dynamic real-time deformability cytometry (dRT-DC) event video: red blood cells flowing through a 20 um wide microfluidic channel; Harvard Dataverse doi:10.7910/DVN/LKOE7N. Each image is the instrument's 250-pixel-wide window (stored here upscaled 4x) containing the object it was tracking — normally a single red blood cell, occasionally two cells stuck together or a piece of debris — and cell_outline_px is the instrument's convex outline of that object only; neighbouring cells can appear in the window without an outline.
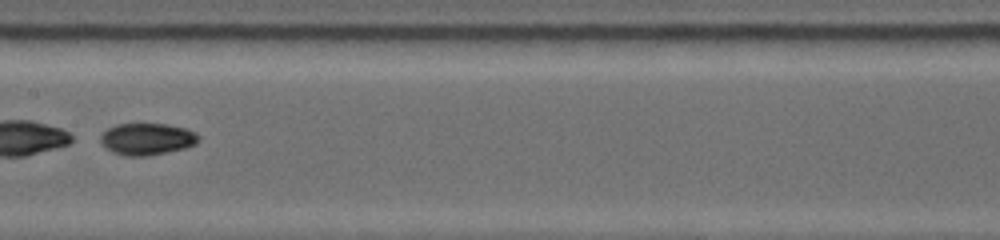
{"species": "common noctule bat (a hibernating species)", "species_latin": "Nyctalus noctula", "temperature_condition": "warm", "stored_images_in_passage": 11, "camera_frame_rate_fps": 5000, "um_per_image_px": 0.085, "animal": {"sex": "female", "body_mass_g": 19.0, "forearm_length_mm": 53.3}, "frame": {"image": 1, "passage_image": 7, "time_ms": 4.2, "image_size_px": [1000, 240], "cell_outline_px": [[200, 140], [196, 144], [184, 148], [168, 152], [148, 156], [124, 156], [112, 152], [100, 144], [100, 136], [108, 128], [116, 124], [168, 124], [184, 128], [196, 132], [200, 136]], "centroid_in_image_um": [12.5, 11.82], "position_along_channel_um": 194.9, "area_um2": 18.38}}
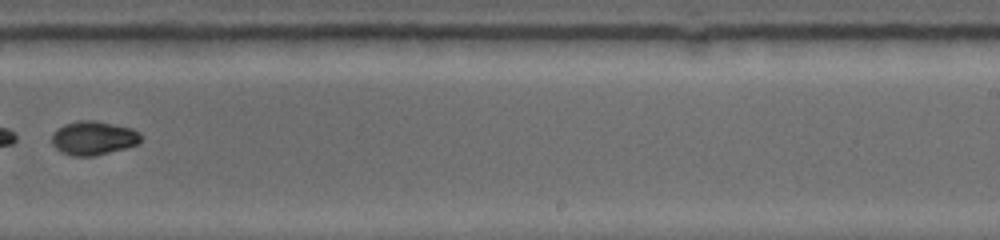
{"frame": {"image": 2, "passage_image": 11, "time_ms": 6.4, "image_size_px": [1000, 240], "cell_outline_px": [[140, 144], [96, 156], [72, 156], [60, 152], [52, 144], [52, 132], [64, 124], [80, 120], [96, 120], [132, 128], [140, 132]], "centroid_in_image_um": [7.94, 11.73], "position_along_channel_um": 281.1, "area_um2": 17.8}}